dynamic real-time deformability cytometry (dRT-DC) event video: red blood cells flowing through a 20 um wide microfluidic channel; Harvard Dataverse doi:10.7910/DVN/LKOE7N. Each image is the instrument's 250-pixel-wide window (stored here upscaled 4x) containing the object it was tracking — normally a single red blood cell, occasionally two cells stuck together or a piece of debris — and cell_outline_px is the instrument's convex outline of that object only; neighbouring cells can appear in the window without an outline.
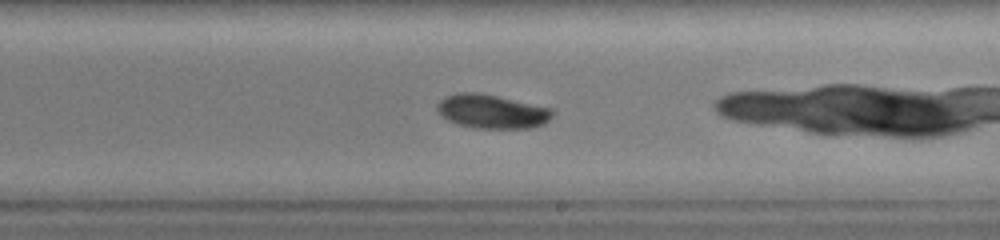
{"species": "common noctule bat (a hibernating species)", "species_latin": "Nyctalus noctula", "temperature_condition": "warm", "stored_images_in_passage": 44, "camera_frame_rate_fps": 3000, "um_per_image_px": 0.085, "animal": {"sex": "female", "body_mass_g": 19.0, "forearm_length_mm": 51.5}, "frame": {"image": 1, "passage_image": 25, "time_ms": 8.0, "image_size_px": [1000, 240], "cell_outline_px": [[556, 112], [544, 124], [532, 128], [476, 128], [460, 124], [448, 120], [440, 116], [436, 108], [436, 104], [444, 96], [456, 92], [476, 92], [496, 96], [552, 108]], "centroid_in_image_um": [41.79, 9.47], "position_along_channel_um": 247.2, "area_um2": 22.89}}
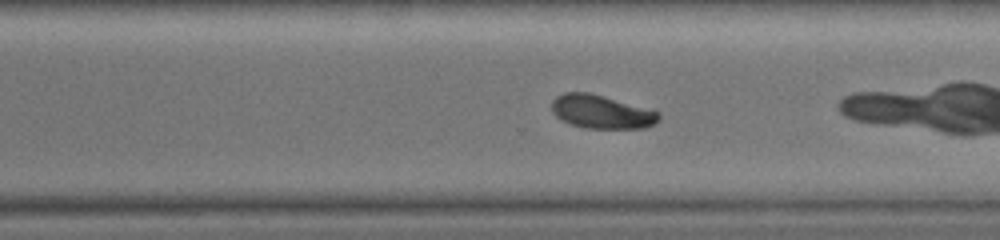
{"frame": {"image": 2, "passage_image": 30, "time_ms": 9.667, "image_size_px": [1000, 240], "cell_outline_px": [[660, 120], [644, 128], [588, 128], [572, 124], [560, 120], [552, 112], [552, 100], [556, 96], [564, 92], [588, 92], [656, 108], [660, 112]], "centroid_in_image_um": [51.19, 9.48], "position_along_channel_um": 319.4, "area_um2": 21.44}}
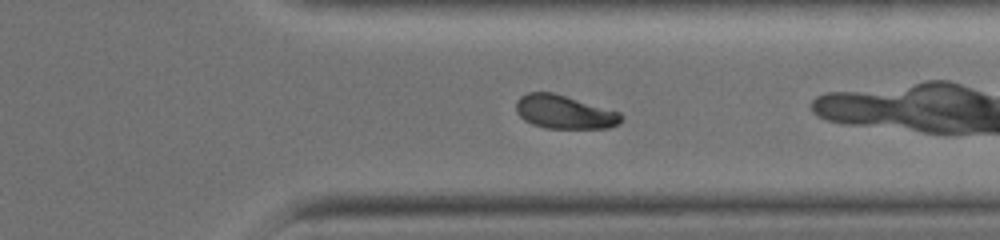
{"frame": {"image": 3, "passage_image": 33, "time_ms": 10.667, "image_size_px": [1000, 240], "cell_outline_px": [[624, 116], [620, 124], [608, 128], [544, 128], [532, 124], [524, 120], [516, 112], [516, 100], [520, 96], [528, 92], [552, 92], [620, 112]], "centroid_in_image_um": [47.97, 9.52], "position_along_channel_um": 363.4, "area_um2": 20.63}, "authors_computed_cell_mechanics": {"area_um2": 23.2356, "velocity_mm_per_s": 4.3186, "shape_relaxation_time_tau1_ms": 2.7368, "shape_relaxation_time_tau2_ms": null, "deformation_change_tau1": 0.1272, "deformation_change_tau2": null}}